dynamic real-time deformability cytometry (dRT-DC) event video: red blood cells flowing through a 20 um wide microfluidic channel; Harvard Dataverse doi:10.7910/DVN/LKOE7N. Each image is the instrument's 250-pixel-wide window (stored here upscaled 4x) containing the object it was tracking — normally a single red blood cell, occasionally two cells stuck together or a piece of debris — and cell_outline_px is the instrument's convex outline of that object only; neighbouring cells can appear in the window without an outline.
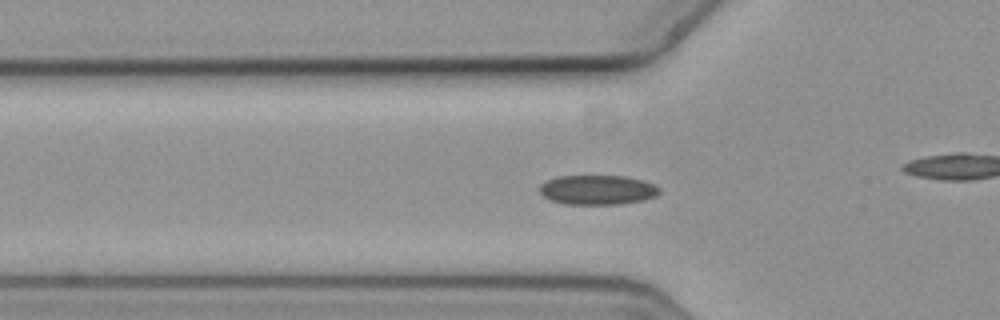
{"species": "common noctule bat (a hibernating species)", "species_latin": "Nyctalus noctula", "temperature_condition": "cold", "stored_images_in_passage": 57, "camera_frame_rate_fps": 3000, "um_per_image_px": 0.085, "animal": {"sex": "female", "body_mass_g": 19.3, "forearm_length_mm": 54.1}, "frame": {"image": 1, "passage_image": 18, "time_ms": 5.667, "image_size_px": [1000, 320], "cell_outline_px": [[660, 192], [656, 196], [644, 200], [620, 204], [564, 204], [552, 200], [544, 196], [540, 192], [540, 184], [556, 176], [624, 176], [644, 180], [656, 184], [660, 188]], "centroid_in_image_um": [50.83, 16.13], "position_along_channel_um": 75.0, "area_um2": 20.75}}
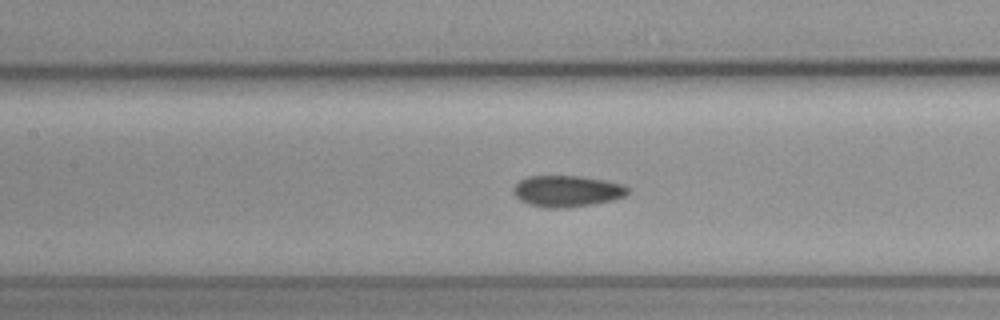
{"frame": {"image": 2, "passage_image": 25, "time_ms": 8.0, "image_size_px": [1000, 320], "cell_outline_px": [[632, 188], [624, 196], [612, 200], [592, 204], [564, 208], [548, 208], [528, 204], [520, 200], [512, 192], [512, 188], [520, 180], [528, 176], [580, 176], [604, 180], [624, 184]], "centroid_in_image_um": [48.2, 16.24], "position_along_channel_um": 159.2, "area_um2": 20.98}}
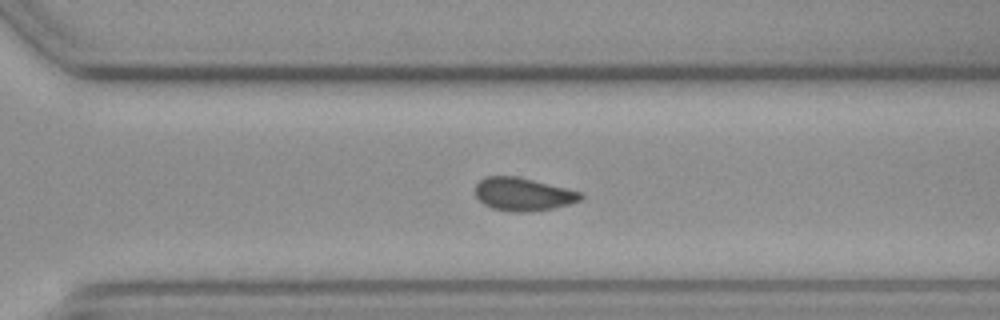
{"frame": {"image": 3, "passage_image": 39, "time_ms": 12.667, "image_size_px": [1000, 320], "cell_outline_px": [[584, 196], [580, 200], [568, 204], [552, 208], [528, 212], [512, 212], [492, 208], [484, 204], [476, 196], [476, 184], [484, 176], [516, 176], [584, 192]], "centroid_in_image_um": [44.47, 16.5], "position_along_channel_um": 326.1, "area_um2": 20.29}}